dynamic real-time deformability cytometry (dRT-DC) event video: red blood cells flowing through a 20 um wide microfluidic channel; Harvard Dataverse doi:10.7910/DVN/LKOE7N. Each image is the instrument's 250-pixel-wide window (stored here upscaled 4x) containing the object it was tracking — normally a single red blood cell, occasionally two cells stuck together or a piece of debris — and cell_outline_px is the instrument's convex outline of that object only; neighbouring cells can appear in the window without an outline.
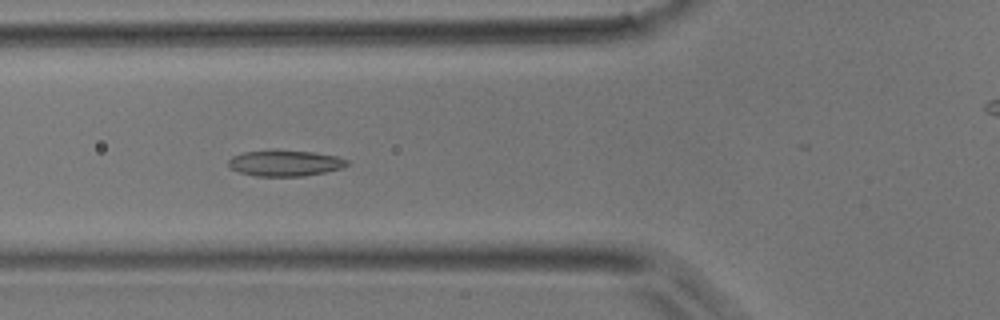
{"species": "common noctule bat (a hibernating species)", "species_latin": "Nyctalus noctula", "temperature_condition": "room temperature", "stored_images_in_passage": 40, "camera_frame_rate_fps": 3000, "um_per_image_px": 0.085, "animal": {"sex": "male", "body_mass_g": 17.9}, "frame": {"image": 1, "passage_image": 17, "time_ms": 5.333, "image_size_px": [1000, 320], "cell_outline_px": [[348, 164], [340, 168], [324, 172], [304, 176], [256, 176], [240, 172], [232, 168], [228, 164], [228, 160], [232, 156], [244, 152], [312, 152], [336, 156], [348, 160]], "centroid_in_image_um": [24.23, 13.89], "position_along_channel_um": 101.6, "area_um2": 17.17}}
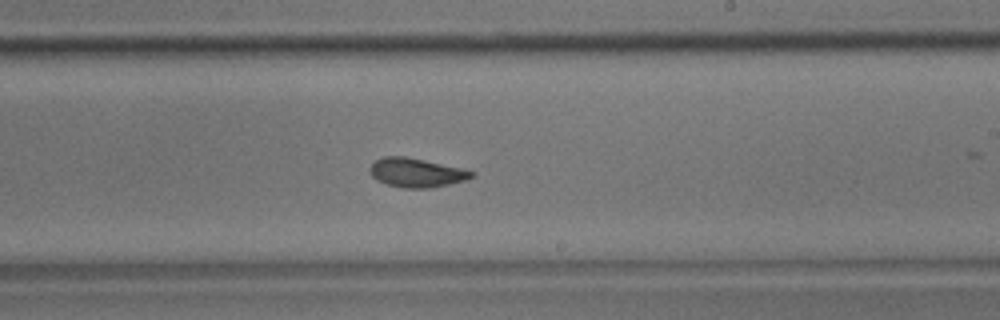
{"frame": {"image": 2, "passage_image": 28, "time_ms": 9.0, "image_size_px": [1000, 320], "cell_outline_px": [[476, 176], [464, 180], [432, 188], [404, 188], [388, 184], [376, 180], [372, 176], [368, 168], [376, 160], [384, 156], [404, 156], [424, 160], [460, 168], [476, 172]], "centroid_in_image_um": [35.38, 14.68], "position_along_channel_um": 253.6, "area_um2": 17.11}}
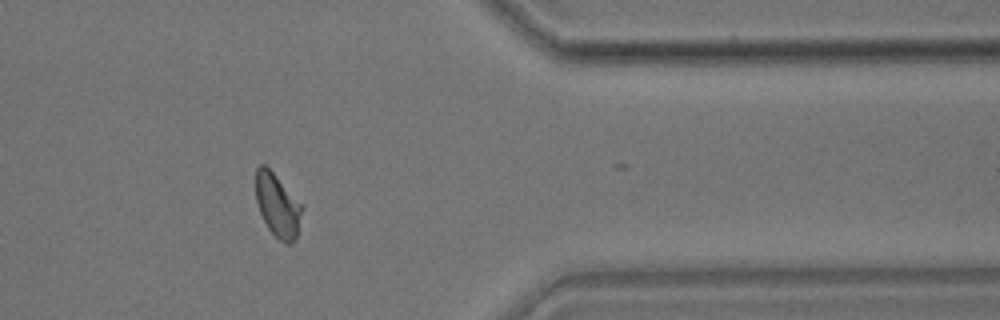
{"frame": {"image": 3, "passage_image": 39, "time_ms": 12.667, "image_size_px": [1000, 320], "cell_outline_px": [[304, 208], [296, 240], [292, 244], [284, 244], [268, 228], [260, 212], [256, 200], [256, 168], [260, 164], [264, 164], [276, 176]], "centroid_in_image_um": [23.61, 17.5], "position_along_channel_um": 387.8, "area_um2": 16.88}}